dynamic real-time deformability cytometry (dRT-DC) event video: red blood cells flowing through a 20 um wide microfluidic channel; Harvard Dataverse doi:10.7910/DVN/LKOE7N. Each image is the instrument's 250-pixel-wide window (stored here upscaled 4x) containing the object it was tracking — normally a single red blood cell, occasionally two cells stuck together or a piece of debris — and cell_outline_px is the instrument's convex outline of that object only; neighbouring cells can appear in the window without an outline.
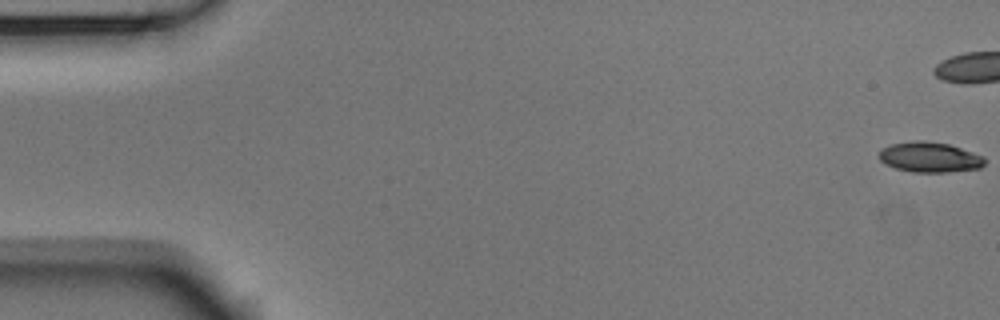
{"species": "Egyptian fruit bat (a non-hibernating species)", "species_latin": "Rousettus aegyptiacus", "temperature_condition": "room temperature", "stored_images_in_passage": 44, "camera_frame_rate_fps": 3000, "um_per_image_px": 0.085, "animal": {"sex": "male"}, "frame": {"image": 1, "passage_image": 1, "time_ms": 0.0, "image_size_px": [1000, 320], "cell_outline_px": [[984, 164], [980, 168], [948, 172], [912, 172], [896, 168], [880, 160], [880, 148], [892, 144], [912, 140], [924, 140], [948, 144], [984, 156]], "centroid_in_image_um": [79.02, 13.35], "position_along_channel_um": 6.0, "area_um2": 18.5}}
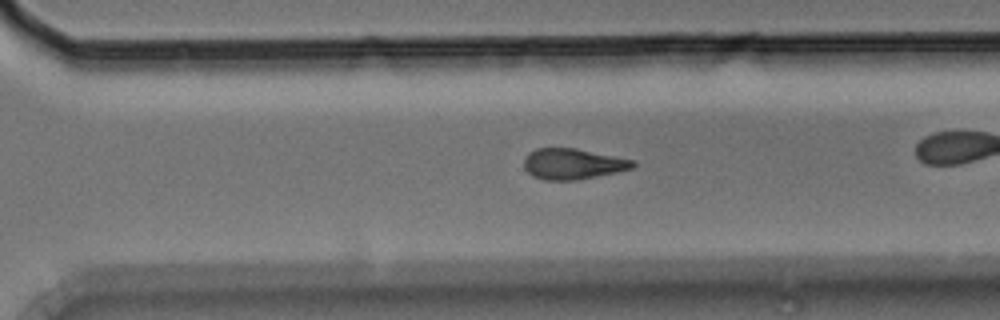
{"frame": {"image": 2, "passage_image": 38, "time_ms": 12.333, "image_size_px": [1000, 320], "cell_outline_px": [[636, 164], [632, 168], [616, 172], [576, 180], [544, 180], [532, 176], [524, 168], [524, 160], [528, 152], [536, 148], [576, 148], [636, 160]], "centroid_in_image_um": [48.68, 13.92], "position_along_channel_um": 321.9, "area_um2": 19.59}}